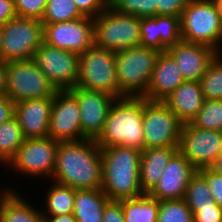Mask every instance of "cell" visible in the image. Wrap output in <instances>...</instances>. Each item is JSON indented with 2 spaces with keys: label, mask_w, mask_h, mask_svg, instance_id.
I'll list each match as a JSON object with an SVG mask.
<instances>
[{
  "label": "cell",
  "mask_w": 222,
  "mask_h": 222,
  "mask_svg": "<svg viewBox=\"0 0 222 222\" xmlns=\"http://www.w3.org/2000/svg\"><path fill=\"white\" fill-rule=\"evenodd\" d=\"M101 148L92 139L61 141L51 181L76 190L102 188Z\"/></svg>",
  "instance_id": "cell-1"
},
{
  "label": "cell",
  "mask_w": 222,
  "mask_h": 222,
  "mask_svg": "<svg viewBox=\"0 0 222 222\" xmlns=\"http://www.w3.org/2000/svg\"><path fill=\"white\" fill-rule=\"evenodd\" d=\"M102 190L109 200L136 198L144 193L140 186L142 151L124 146L101 148Z\"/></svg>",
  "instance_id": "cell-2"
},
{
  "label": "cell",
  "mask_w": 222,
  "mask_h": 222,
  "mask_svg": "<svg viewBox=\"0 0 222 222\" xmlns=\"http://www.w3.org/2000/svg\"><path fill=\"white\" fill-rule=\"evenodd\" d=\"M100 148L124 146L144 149L143 97L125 96L113 102L103 130L94 140Z\"/></svg>",
  "instance_id": "cell-3"
},
{
  "label": "cell",
  "mask_w": 222,
  "mask_h": 222,
  "mask_svg": "<svg viewBox=\"0 0 222 222\" xmlns=\"http://www.w3.org/2000/svg\"><path fill=\"white\" fill-rule=\"evenodd\" d=\"M159 53L141 45L115 52L119 98L146 94Z\"/></svg>",
  "instance_id": "cell-4"
},
{
  "label": "cell",
  "mask_w": 222,
  "mask_h": 222,
  "mask_svg": "<svg viewBox=\"0 0 222 222\" xmlns=\"http://www.w3.org/2000/svg\"><path fill=\"white\" fill-rule=\"evenodd\" d=\"M183 41L217 49L222 44V21L214 0H190L180 17Z\"/></svg>",
  "instance_id": "cell-5"
},
{
  "label": "cell",
  "mask_w": 222,
  "mask_h": 222,
  "mask_svg": "<svg viewBox=\"0 0 222 222\" xmlns=\"http://www.w3.org/2000/svg\"><path fill=\"white\" fill-rule=\"evenodd\" d=\"M141 18L118 12L110 5L94 18V45L117 52L141 42Z\"/></svg>",
  "instance_id": "cell-6"
},
{
  "label": "cell",
  "mask_w": 222,
  "mask_h": 222,
  "mask_svg": "<svg viewBox=\"0 0 222 222\" xmlns=\"http://www.w3.org/2000/svg\"><path fill=\"white\" fill-rule=\"evenodd\" d=\"M77 87L119 98L115 52L92 45L79 54Z\"/></svg>",
  "instance_id": "cell-7"
},
{
  "label": "cell",
  "mask_w": 222,
  "mask_h": 222,
  "mask_svg": "<svg viewBox=\"0 0 222 222\" xmlns=\"http://www.w3.org/2000/svg\"><path fill=\"white\" fill-rule=\"evenodd\" d=\"M59 142L51 137L25 139L15 156L4 167L5 171L10 169L9 171L16 172L23 179L29 176L40 182L51 180Z\"/></svg>",
  "instance_id": "cell-8"
},
{
  "label": "cell",
  "mask_w": 222,
  "mask_h": 222,
  "mask_svg": "<svg viewBox=\"0 0 222 222\" xmlns=\"http://www.w3.org/2000/svg\"><path fill=\"white\" fill-rule=\"evenodd\" d=\"M57 91L33 59L6 63V96L14 103L54 97Z\"/></svg>",
  "instance_id": "cell-9"
},
{
  "label": "cell",
  "mask_w": 222,
  "mask_h": 222,
  "mask_svg": "<svg viewBox=\"0 0 222 222\" xmlns=\"http://www.w3.org/2000/svg\"><path fill=\"white\" fill-rule=\"evenodd\" d=\"M183 123L163 101L143 97L144 149L179 147Z\"/></svg>",
  "instance_id": "cell-10"
},
{
  "label": "cell",
  "mask_w": 222,
  "mask_h": 222,
  "mask_svg": "<svg viewBox=\"0 0 222 222\" xmlns=\"http://www.w3.org/2000/svg\"><path fill=\"white\" fill-rule=\"evenodd\" d=\"M42 43L41 20L16 16L2 26V61L31 60Z\"/></svg>",
  "instance_id": "cell-11"
},
{
  "label": "cell",
  "mask_w": 222,
  "mask_h": 222,
  "mask_svg": "<svg viewBox=\"0 0 222 222\" xmlns=\"http://www.w3.org/2000/svg\"><path fill=\"white\" fill-rule=\"evenodd\" d=\"M33 60L57 90H70L77 85L79 54L43 42Z\"/></svg>",
  "instance_id": "cell-12"
},
{
  "label": "cell",
  "mask_w": 222,
  "mask_h": 222,
  "mask_svg": "<svg viewBox=\"0 0 222 222\" xmlns=\"http://www.w3.org/2000/svg\"><path fill=\"white\" fill-rule=\"evenodd\" d=\"M94 19L43 24V42L49 46L81 54L94 44Z\"/></svg>",
  "instance_id": "cell-13"
},
{
  "label": "cell",
  "mask_w": 222,
  "mask_h": 222,
  "mask_svg": "<svg viewBox=\"0 0 222 222\" xmlns=\"http://www.w3.org/2000/svg\"><path fill=\"white\" fill-rule=\"evenodd\" d=\"M48 137L60 142L87 139L82 134L79 103L69 90H58L53 97Z\"/></svg>",
  "instance_id": "cell-14"
},
{
  "label": "cell",
  "mask_w": 222,
  "mask_h": 222,
  "mask_svg": "<svg viewBox=\"0 0 222 222\" xmlns=\"http://www.w3.org/2000/svg\"><path fill=\"white\" fill-rule=\"evenodd\" d=\"M221 132L183 124L178 150L197 169L211 167L219 156Z\"/></svg>",
  "instance_id": "cell-15"
},
{
  "label": "cell",
  "mask_w": 222,
  "mask_h": 222,
  "mask_svg": "<svg viewBox=\"0 0 222 222\" xmlns=\"http://www.w3.org/2000/svg\"><path fill=\"white\" fill-rule=\"evenodd\" d=\"M69 91L79 103L82 134L87 139L95 140L103 130L109 110L116 98L103 92L77 86Z\"/></svg>",
  "instance_id": "cell-16"
},
{
  "label": "cell",
  "mask_w": 222,
  "mask_h": 222,
  "mask_svg": "<svg viewBox=\"0 0 222 222\" xmlns=\"http://www.w3.org/2000/svg\"><path fill=\"white\" fill-rule=\"evenodd\" d=\"M197 171L178 150L165 166L158 183L148 194L159 201L184 199L189 181Z\"/></svg>",
  "instance_id": "cell-17"
},
{
  "label": "cell",
  "mask_w": 222,
  "mask_h": 222,
  "mask_svg": "<svg viewBox=\"0 0 222 222\" xmlns=\"http://www.w3.org/2000/svg\"><path fill=\"white\" fill-rule=\"evenodd\" d=\"M177 63L184 80L200 81L216 58V50L202 44L181 40L166 49Z\"/></svg>",
  "instance_id": "cell-18"
},
{
  "label": "cell",
  "mask_w": 222,
  "mask_h": 222,
  "mask_svg": "<svg viewBox=\"0 0 222 222\" xmlns=\"http://www.w3.org/2000/svg\"><path fill=\"white\" fill-rule=\"evenodd\" d=\"M53 97L15 103V114L25 139L48 137Z\"/></svg>",
  "instance_id": "cell-19"
},
{
  "label": "cell",
  "mask_w": 222,
  "mask_h": 222,
  "mask_svg": "<svg viewBox=\"0 0 222 222\" xmlns=\"http://www.w3.org/2000/svg\"><path fill=\"white\" fill-rule=\"evenodd\" d=\"M184 81L182 73L172 56L167 51L160 52L152 72L150 84L143 97L150 101H163Z\"/></svg>",
  "instance_id": "cell-20"
},
{
  "label": "cell",
  "mask_w": 222,
  "mask_h": 222,
  "mask_svg": "<svg viewBox=\"0 0 222 222\" xmlns=\"http://www.w3.org/2000/svg\"><path fill=\"white\" fill-rule=\"evenodd\" d=\"M204 100L200 81L185 80L163 102L183 124H188L197 116Z\"/></svg>",
  "instance_id": "cell-21"
},
{
  "label": "cell",
  "mask_w": 222,
  "mask_h": 222,
  "mask_svg": "<svg viewBox=\"0 0 222 222\" xmlns=\"http://www.w3.org/2000/svg\"><path fill=\"white\" fill-rule=\"evenodd\" d=\"M23 195L16 190L0 195V222H43L40 205L37 207L35 201L31 204Z\"/></svg>",
  "instance_id": "cell-22"
},
{
  "label": "cell",
  "mask_w": 222,
  "mask_h": 222,
  "mask_svg": "<svg viewBox=\"0 0 222 222\" xmlns=\"http://www.w3.org/2000/svg\"><path fill=\"white\" fill-rule=\"evenodd\" d=\"M177 151L178 147H158L142 150L139 176L143 193H149L158 183L165 166Z\"/></svg>",
  "instance_id": "cell-23"
},
{
  "label": "cell",
  "mask_w": 222,
  "mask_h": 222,
  "mask_svg": "<svg viewBox=\"0 0 222 222\" xmlns=\"http://www.w3.org/2000/svg\"><path fill=\"white\" fill-rule=\"evenodd\" d=\"M108 201L102 189L76 190L73 215L77 222H102L104 207Z\"/></svg>",
  "instance_id": "cell-24"
},
{
  "label": "cell",
  "mask_w": 222,
  "mask_h": 222,
  "mask_svg": "<svg viewBox=\"0 0 222 222\" xmlns=\"http://www.w3.org/2000/svg\"><path fill=\"white\" fill-rule=\"evenodd\" d=\"M49 182V187L45 190V196L42 195L44 197V201H42L43 205L40 206L42 208V215L56 216L72 214L76 189L51 180Z\"/></svg>",
  "instance_id": "cell-25"
},
{
  "label": "cell",
  "mask_w": 222,
  "mask_h": 222,
  "mask_svg": "<svg viewBox=\"0 0 222 222\" xmlns=\"http://www.w3.org/2000/svg\"><path fill=\"white\" fill-rule=\"evenodd\" d=\"M122 210L125 222H157L159 213V200L148 193L122 200Z\"/></svg>",
  "instance_id": "cell-26"
},
{
  "label": "cell",
  "mask_w": 222,
  "mask_h": 222,
  "mask_svg": "<svg viewBox=\"0 0 222 222\" xmlns=\"http://www.w3.org/2000/svg\"><path fill=\"white\" fill-rule=\"evenodd\" d=\"M24 140L25 137L15 116L0 125V166H3V169L15 156Z\"/></svg>",
  "instance_id": "cell-27"
},
{
  "label": "cell",
  "mask_w": 222,
  "mask_h": 222,
  "mask_svg": "<svg viewBox=\"0 0 222 222\" xmlns=\"http://www.w3.org/2000/svg\"><path fill=\"white\" fill-rule=\"evenodd\" d=\"M190 124L194 128L222 132V100L205 99L202 108Z\"/></svg>",
  "instance_id": "cell-28"
},
{
  "label": "cell",
  "mask_w": 222,
  "mask_h": 222,
  "mask_svg": "<svg viewBox=\"0 0 222 222\" xmlns=\"http://www.w3.org/2000/svg\"><path fill=\"white\" fill-rule=\"evenodd\" d=\"M84 17L78 10L74 0H48L42 24L71 21Z\"/></svg>",
  "instance_id": "cell-29"
},
{
  "label": "cell",
  "mask_w": 222,
  "mask_h": 222,
  "mask_svg": "<svg viewBox=\"0 0 222 222\" xmlns=\"http://www.w3.org/2000/svg\"><path fill=\"white\" fill-rule=\"evenodd\" d=\"M157 222H194L192 210L184 199L159 201Z\"/></svg>",
  "instance_id": "cell-30"
},
{
  "label": "cell",
  "mask_w": 222,
  "mask_h": 222,
  "mask_svg": "<svg viewBox=\"0 0 222 222\" xmlns=\"http://www.w3.org/2000/svg\"><path fill=\"white\" fill-rule=\"evenodd\" d=\"M200 84L204 99L222 100V63L219 60L215 58L210 64Z\"/></svg>",
  "instance_id": "cell-31"
},
{
  "label": "cell",
  "mask_w": 222,
  "mask_h": 222,
  "mask_svg": "<svg viewBox=\"0 0 222 222\" xmlns=\"http://www.w3.org/2000/svg\"><path fill=\"white\" fill-rule=\"evenodd\" d=\"M184 200L187 206L211 205L212 195L208 183L198 171L189 181Z\"/></svg>",
  "instance_id": "cell-32"
},
{
  "label": "cell",
  "mask_w": 222,
  "mask_h": 222,
  "mask_svg": "<svg viewBox=\"0 0 222 222\" xmlns=\"http://www.w3.org/2000/svg\"><path fill=\"white\" fill-rule=\"evenodd\" d=\"M181 40L180 17L159 15V51H166Z\"/></svg>",
  "instance_id": "cell-33"
},
{
  "label": "cell",
  "mask_w": 222,
  "mask_h": 222,
  "mask_svg": "<svg viewBox=\"0 0 222 222\" xmlns=\"http://www.w3.org/2000/svg\"><path fill=\"white\" fill-rule=\"evenodd\" d=\"M109 5L118 12L139 18L153 17V0H113Z\"/></svg>",
  "instance_id": "cell-34"
},
{
  "label": "cell",
  "mask_w": 222,
  "mask_h": 222,
  "mask_svg": "<svg viewBox=\"0 0 222 222\" xmlns=\"http://www.w3.org/2000/svg\"><path fill=\"white\" fill-rule=\"evenodd\" d=\"M140 45L159 51V15L141 18Z\"/></svg>",
  "instance_id": "cell-35"
},
{
  "label": "cell",
  "mask_w": 222,
  "mask_h": 222,
  "mask_svg": "<svg viewBox=\"0 0 222 222\" xmlns=\"http://www.w3.org/2000/svg\"><path fill=\"white\" fill-rule=\"evenodd\" d=\"M15 9L19 17L42 20L45 9V0H14Z\"/></svg>",
  "instance_id": "cell-36"
},
{
  "label": "cell",
  "mask_w": 222,
  "mask_h": 222,
  "mask_svg": "<svg viewBox=\"0 0 222 222\" xmlns=\"http://www.w3.org/2000/svg\"><path fill=\"white\" fill-rule=\"evenodd\" d=\"M190 0H153V16H176L181 17L182 11Z\"/></svg>",
  "instance_id": "cell-37"
},
{
  "label": "cell",
  "mask_w": 222,
  "mask_h": 222,
  "mask_svg": "<svg viewBox=\"0 0 222 222\" xmlns=\"http://www.w3.org/2000/svg\"><path fill=\"white\" fill-rule=\"evenodd\" d=\"M194 215V222H222V209L212 199L211 205L188 206Z\"/></svg>",
  "instance_id": "cell-38"
},
{
  "label": "cell",
  "mask_w": 222,
  "mask_h": 222,
  "mask_svg": "<svg viewBox=\"0 0 222 222\" xmlns=\"http://www.w3.org/2000/svg\"><path fill=\"white\" fill-rule=\"evenodd\" d=\"M198 172L206 179L212 199L222 209V174L217 173L211 167L201 168Z\"/></svg>",
  "instance_id": "cell-39"
},
{
  "label": "cell",
  "mask_w": 222,
  "mask_h": 222,
  "mask_svg": "<svg viewBox=\"0 0 222 222\" xmlns=\"http://www.w3.org/2000/svg\"><path fill=\"white\" fill-rule=\"evenodd\" d=\"M74 3L83 16L93 19L109 6L105 0H74Z\"/></svg>",
  "instance_id": "cell-40"
},
{
  "label": "cell",
  "mask_w": 222,
  "mask_h": 222,
  "mask_svg": "<svg viewBox=\"0 0 222 222\" xmlns=\"http://www.w3.org/2000/svg\"><path fill=\"white\" fill-rule=\"evenodd\" d=\"M102 222H125V217L122 210V200H109L106 203L102 216Z\"/></svg>",
  "instance_id": "cell-41"
},
{
  "label": "cell",
  "mask_w": 222,
  "mask_h": 222,
  "mask_svg": "<svg viewBox=\"0 0 222 222\" xmlns=\"http://www.w3.org/2000/svg\"><path fill=\"white\" fill-rule=\"evenodd\" d=\"M17 15L14 0H0V26H3Z\"/></svg>",
  "instance_id": "cell-42"
},
{
  "label": "cell",
  "mask_w": 222,
  "mask_h": 222,
  "mask_svg": "<svg viewBox=\"0 0 222 222\" xmlns=\"http://www.w3.org/2000/svg\"><path fill=\"white\" fill-rule=\"evenodd\" d=\"M15 114V103L7 96L0 97V125L8 121Z\"/></svg>",
  "instance_id": "cell-43"
},
{
  "label": "cell",
  "mask_w": 222,
  "mask_h": 222,
  "mask_svg": "<svg viewBox=\"0 0 222 222\" xmlns=\"http://www.w3.org/2000/svg\"><path fill=\"white\" fill-rule=\"evenodd\" d=\"M43 222H77L75 216L72 214L43 216Z\"/></svg>",
  "instance_id": "cell-44"
},
{
  "label": "cell",
  "mask_w": 222,
  "mask_h": 222,
  "mask_svg": "<svg viewBox=\"0 0 222 222\" xmlns=\"http://www.w3.org/2000/svg\"><path fill=\"white\" fill-rule=\"evenodd\" d=\"M6 96V63L0 62V97Z\"/></svg>",
  "instance_id": "cell-45"
},
{
  "label": "cell",
  "mask_w": 222,
  "mask_h": 222,
  "mask_svg": "<svg viewBox=\"0 0 222 222\" xmlns=\"http://www.w3.org/2000/svg\"><path fill=\"white\" fill-rule=\"evenodd\" d=\"M217 173L222 174V153H219L215 163L211 166Z\"/></svg>",
  "instance_id": "cell-46"
},
{
  "label": "cell",
  "mask_w": 222,
  "mask_h": 222,
  "mask_svg": "<svg viewBox=\"0 0 222 222\" xmlns=\"http://www.w3.org/2000/svg\"><path fill=\"white\" fill-rule=\"evenodd\" d=\"M216 59L222 63V44L216 49Z\"/></svg>",
  "instance_id": "cell-47"
},
{
  "label": "cell",
  "mask_w": 222,
  "mask_h": 222,
  "mask_svg": "<svg viewBox=\"0 0 222 222\" xmlns=\"http://www.w3.org/2000/svg\"><path fill=\"white\" fill-rule=\"evenodd\" d=\"M214 1L216 2V5L219 10V15H220L221 21H222V0H214Z\"/></svg>",
  "instance_id": "cell-48"
},
{
  "label": "cell",
  "mask_w": 222,
  "mask_h": 222,
  "mask_svg": "<svg viewBox=\"0 0 222 222\" xmlns=\"http://www.w3.org/2000/svg\"><path fill=\"white\" fill-rule=\"evenodd\" d=\"M2 61V26H0V62Z\"/></svg>",
  "instance_id": "cell-49"
},
{
  "label": "cell",
  "mask_w": 222,
  "mask_h": 222,
  "mask_svg": "<svg viewBox=\"0 0 222 222\" xmlns=\"http://www.w3.org/2000/svg\"><path fill=\"white\" fill-rule=\"evenodd\" d=\"M18 190L19 188H16V187H13V186H11V187H9V188H7V187H3V188H0V195L5 191V190Z\"/></svg>",
  "instance_id": "cell-50"
},
{
  "label": "cell",
  "mask_w": 222,
  "mask_h": 222,
  "mask_svg": "<svg viewBox=\"0 0 222 222\" xmlns=\"http://www.w3.org/2000/svg\"><path fill=\"white\" fill-rule=\"evenodd\" d=\"M219 153H222V132H221V141L219 146Z\"/></svg>",
  "instance_id": "cell-51"
},
{
  "label": "cell",
  "mask_w": 222,
  "mask_h": 222,
  "mask_svg": "<svg viewBox=\"0 0 222 222\" xmlns=\"http://www.w3.org/2000/svg\"><path fill=\"white\" fill-rule=\"evenodd\" d=\"M108 4H110L113 0H105Z\"/></svg>",
  "instance_id": "cell-52"
}]
</instances>
